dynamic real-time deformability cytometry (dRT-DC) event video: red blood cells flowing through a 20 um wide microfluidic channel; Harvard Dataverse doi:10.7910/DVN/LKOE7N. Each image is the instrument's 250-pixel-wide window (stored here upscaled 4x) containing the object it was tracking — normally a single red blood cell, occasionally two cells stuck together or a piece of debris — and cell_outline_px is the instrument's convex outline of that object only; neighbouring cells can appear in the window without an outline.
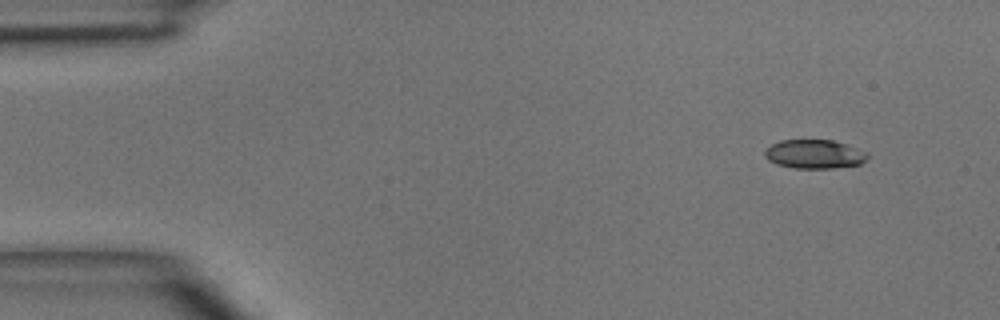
{"species": "common noctule bat (a hibernating species)", "species_latin": "Nyctalus noctula", "temperature_condition": "room temperature", "stored_images_in_passage": 6, "camera_frame_rate_fps": 3000, "um_per_image_px": 0.085, "animal": {"sex": "male", "body_mass_g": 15.6}, "frame": {"image": 1, "passage_image": 1, "time_ms": 0.0, "image_size_px": [1000, 320], "cell_outline_px": [[868, 160], [860, 164], [832, 168], [796, 168], [776, 164], [768, 160], [764, 156], [764, 152], [772, 144], [780, 140], [832, 140], [868, 152]], "centroid_in_image_um": [69.23, 13.1], "position_along_channel_um": 15.8, "area_um2": 17.22}}
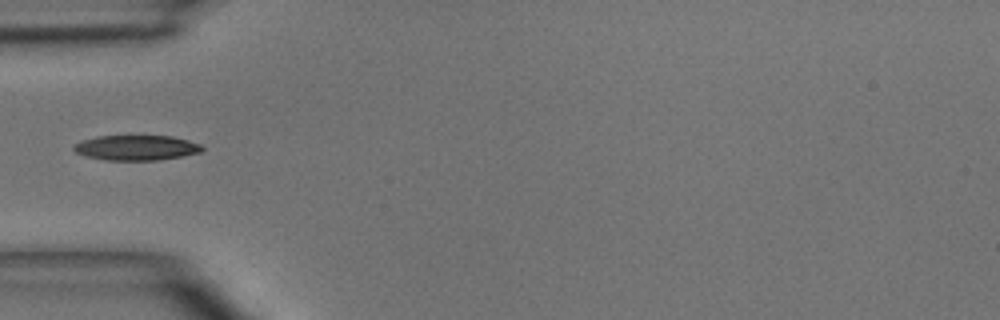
{"frame": {"image": 2, "passage_image": 4, "time_ms": 3.667, "image_size_px": [1000, 320], "cell_outline_px": [[204, 148], [200, 152], [180, 156], [156, 160], [108, 160], [88, 156], [76, 152], [72, 148], [76, 144], [84, 140], [96, 136], [172, 136], [188, 140], [200, 144]], "centroid_in_image_um": [11.61, 12.55], "position_along_channel_um": 73.4, "area_um2": 18.44}}